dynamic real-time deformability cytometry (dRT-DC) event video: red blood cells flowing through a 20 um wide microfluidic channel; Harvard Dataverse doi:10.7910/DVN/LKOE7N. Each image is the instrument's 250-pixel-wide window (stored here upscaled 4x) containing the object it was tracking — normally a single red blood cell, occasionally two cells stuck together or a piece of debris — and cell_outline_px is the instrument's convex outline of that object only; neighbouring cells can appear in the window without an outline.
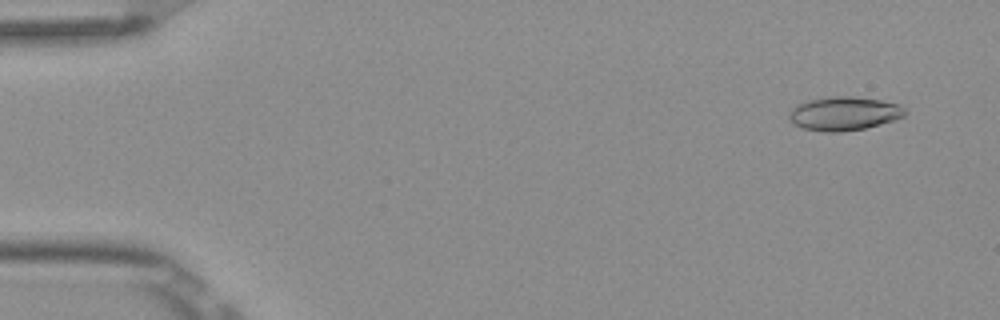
{"species": "Egyptian fruit bat (a non-hibernating species)", "species_latin": "Rousettus aegyptiacus", "temperature_condition": "room temperature", "stored_images_in_passage": 5, "camera_frame_rate_fps": 3000, "um_per_image_px": 0.085, "frame": {"image": 1, "passage_image": 1, "time_ms": 0.0, "image_size_px": [1000, 320], "cell_outline_px": [[908, 112], [904, 116], [880, 124], [864, 128], [840, 132], [824, 132], [804, 128], [796, 124], [788, 116], [792, 108], [796, 104], [804, 100], [828, 96], [852, 96], [880, 100], [900, 104]], "centroid_in_image_um": [71.74, 9.63], "position_along_channel_um": 13.3, "area_um2": 22.83}}
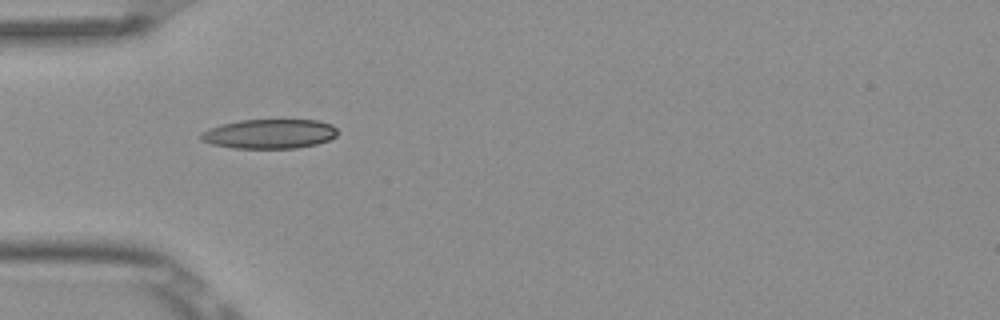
{"frame": {"image": 2, "passage_image": 4, "time_ms": 1.0, "image_size_px": [1000, 320], "cell_outline_px": [[336, 136], [328, 140], [316, 144], [296, 148], [232, 148], [212, 144], [200, 140], [200, 132], [208, 128], [220, 124], [240, 120], [316, 120], [332, 124], [336, 128]], "centroid_in_image_um": [22.86, 11.37], "position_along_channel_um": 62.1, "area_um2": 23.52}}
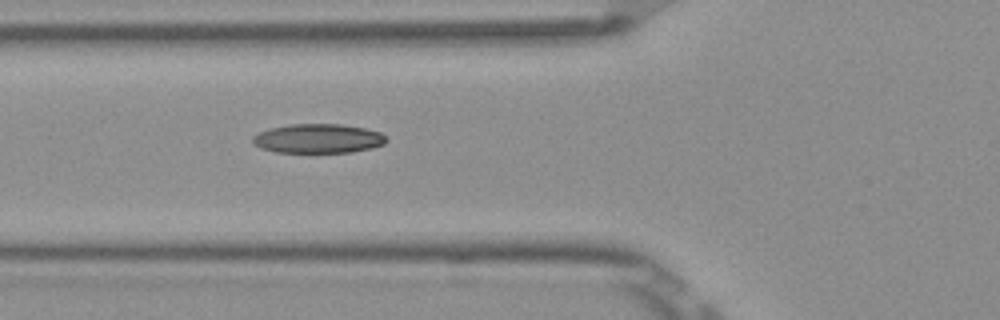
{"frame": {"image": 3, "passage_image": 5, "time_ms": 1.333, "image_size_px": [1000, 320], "cell_outline_px": [[388, 140], [384, 144], [372, 148], [352, 152], [276, 152], [260, 148], [252, 144], [252, 136], [260, 132], [272, 128], [292, 124], [340, 124], [364, 128], [380, 132]], "centroid_in_image_um": [27.04, 11.78], "position_along_channel_um": 98.8, "area_um2": 22.72}}